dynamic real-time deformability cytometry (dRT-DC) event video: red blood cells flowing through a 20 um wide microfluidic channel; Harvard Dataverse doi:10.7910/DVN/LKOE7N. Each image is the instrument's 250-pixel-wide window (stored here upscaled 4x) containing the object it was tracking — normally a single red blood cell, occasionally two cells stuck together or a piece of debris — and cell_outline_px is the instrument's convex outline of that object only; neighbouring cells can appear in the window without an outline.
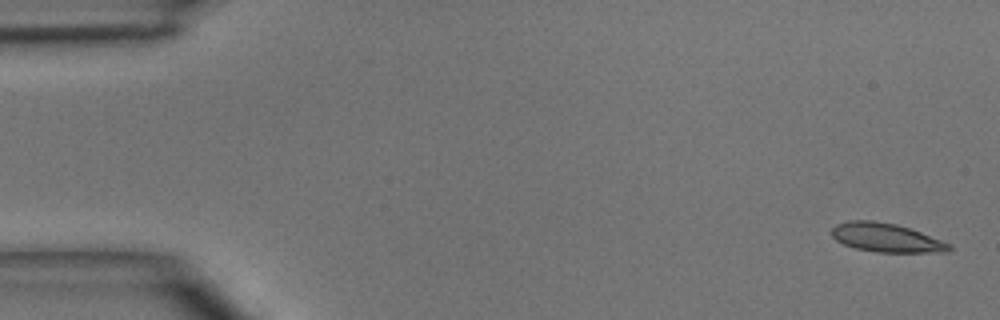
{"species": "common noctule bat (a hibernating species)", "species_latin": "Nyctalus noctula", "temperature_condition": "room temperature", "stored_images_in_passage": 4, "camera_frame_rate_fps": 3000, "um_per_image_px": 0.085, "animal": {"sex": "male", "body_mass_g": 15.6}, "frame": {"image": 1, "passage_image": 1, "time_ms": 0.0, "image_size_px": [1000, 320], "cell_outline_px": [[952, 248], [948, 252], [876, 252], [856, 248], [844, 244], [836, 240], [832, 236], [832, 228], [836, 224], [848, 220], [872, 220], [896, 224], [920, 232], [940, 240], [948, 244]], "centroid_in_image_um": [75.28, 20.2], "position_along_channel_um": 9.7, "area_um2": 19.48}}
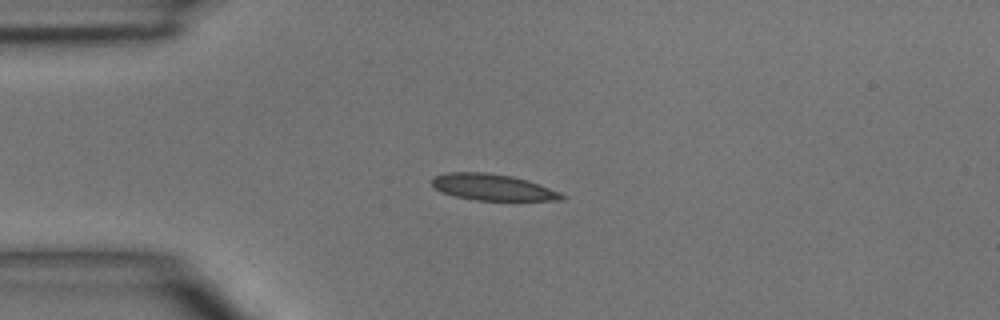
{"frame": {"image": 2, "passage_image": 3, "time_ms": 3.333, "image_size_px": [1000, 320], "cell_outline_px": [[568, 196], [564, 200], [476, 200], [456, 196], [440, 192], [432, 184], [432, 176], [448, 172], [488, 172], [512, 176], [528, 180], [560, 192]], "centroid_in_image_um": [41.89, 15.91], "position_along_channel_um": 43.1, "area_um2": 20.0}}